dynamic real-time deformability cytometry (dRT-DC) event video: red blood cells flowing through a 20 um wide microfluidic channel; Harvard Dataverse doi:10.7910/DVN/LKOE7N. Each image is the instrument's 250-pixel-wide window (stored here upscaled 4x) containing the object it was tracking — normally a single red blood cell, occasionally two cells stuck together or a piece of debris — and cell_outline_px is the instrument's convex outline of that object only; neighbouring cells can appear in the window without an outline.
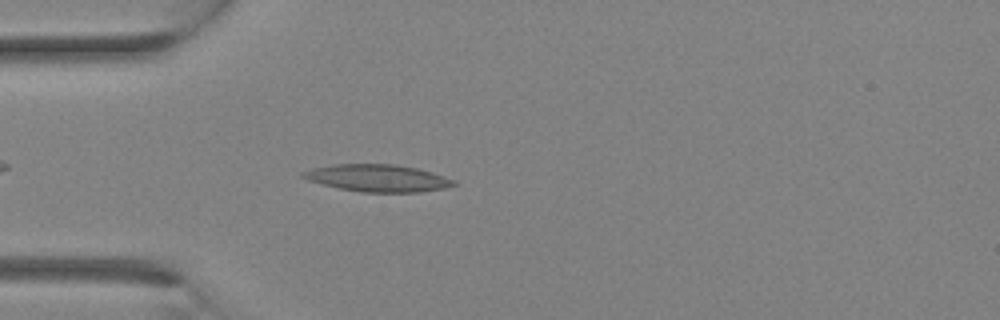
{"species": "Egyptian fruit bat (a non-hibernating species)", "species_latin": "Rousettus aegyptiacus", "temperature_condition": "room temperature", "stored_images_in_passage": 9, "camera_frame_rate_fps": 3000, "um_per_image_px": 0.085, "animal": {"sex": "female"}, "frame": {"image": 1, "passage_image": 3, "time_ms": 0.667, "image_size_px": [1000, 320], "cell_outline_px": [[460, 184], [444, 188], [420, 192], [360, 192], [340, 188], [308, 180], [300, 176], [300, 172], [312, 168], [332, 164], [396, 164], [416, 168], [432, 172], [456, 180]], "centroid_in_image_um": [32.12, 15.13], "position_along_channel_um": 52.9, "area_um2": 23.99}}
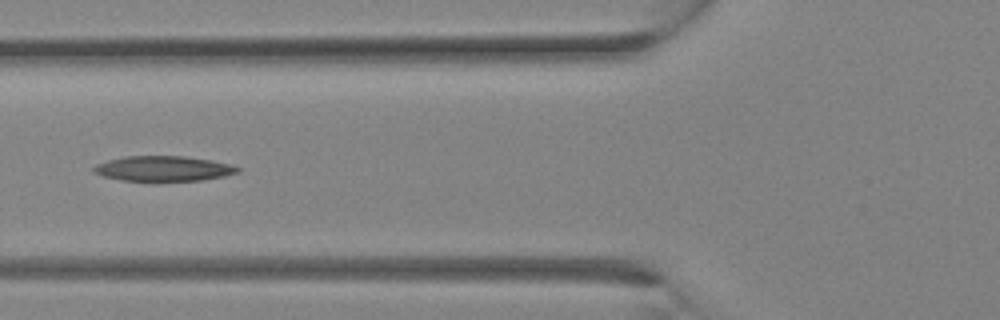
{"frame": {"image": 2, "passage_image": 6, "time_ms": 1.667, "image_size_px": [1000, 320], "cell_outline_px": [[240, 172], [224, 176], [204, 180], [156, 184], [152, 184], [120, 180], [104, 176], [92, 172], [92, 168], [96, 164], [108, 160], [124, 156], [184, 156], [212, 160], [232, 164], [240, 168]], "centroid_in_image_um": [13.88, 14.38], "position_along_channel_um": 111.9, "area_um2": 22.31}}
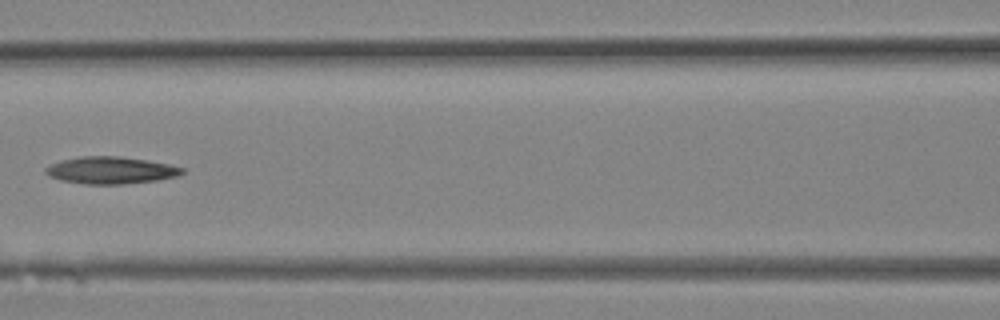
{"frame": {"image": 3, "passage_image": 8, "time_ms": 2.333, "image_size_px": [1000, 320], "cell_outline_px": [[184, 172], [180, 176], [156, 180], [124, 184], [84, 184], [60, 180], [48, 176], [44, 172], [44, 168], [60, 160], [80, 156], [120, 156], [148, 160], [168, 164], [184, 168]], "centroid_in_image_um": [9.4, 14.47], "position_along_channel_um": 157.2, "area_um2": 21.73}}